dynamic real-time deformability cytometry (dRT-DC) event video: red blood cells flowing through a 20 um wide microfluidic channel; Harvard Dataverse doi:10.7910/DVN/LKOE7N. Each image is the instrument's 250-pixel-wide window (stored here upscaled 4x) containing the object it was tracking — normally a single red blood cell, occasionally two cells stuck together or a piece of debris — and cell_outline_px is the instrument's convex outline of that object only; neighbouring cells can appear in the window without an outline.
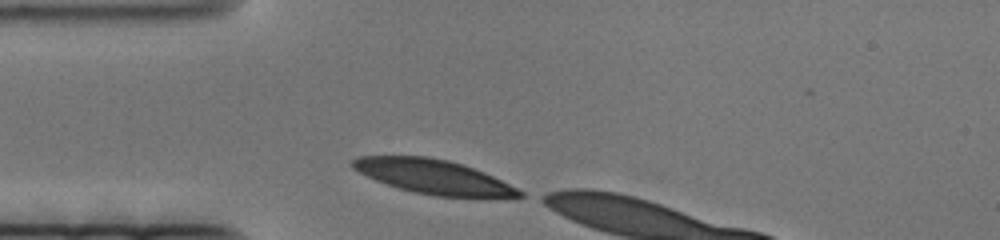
{"species": "human", "species_latin": "Homo sapiens", "temperature_condition": "cold", "stored_images_in_passage": 9, "camera_frame_rate_fps": 3000, "um_per_image_px": 0.085, "donor": {"sex": "female"}, "frame": {"image": 1, "passage_image": 1, "time_ms": 0.0, "image_size_px": [1000, 240], "cell_outline_px": [[524, 196], [436, 196], [412, 192], [376, 180], [352, 168], [348, 164], [352, 160], [360, 156], [428, 156], [448, 160], [464, 164], [484, 172], [524, 192]], "centroid_in_image_um": [36.77, 14.99], "position_along_channel_um": 48.2, "area_um2": 32.71}}
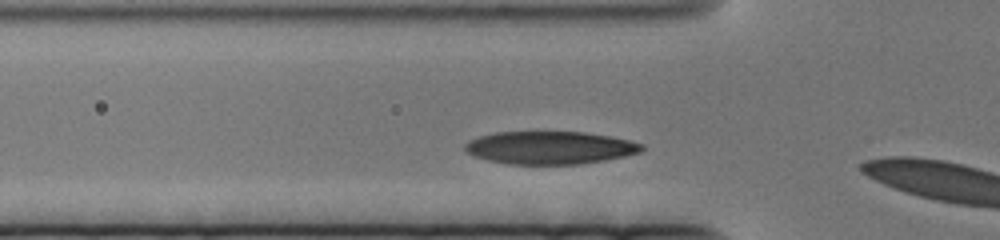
{"frame": {"image": 2, "passage_image": 6, "time_ms": 1.667, "image_size_px": [1000, 240], "cell_outline_px": [[644, 148], [640, 152], [624, 156], [604, 160], [580, 164], [508, 164], [488, 160], [476, 156], [468, 152], [464, 148], [464, 144], [468, 140], [480, 136], [496, 132], [584, 132], [608, 136], [628, 140], [644, 144]], "centroid_in_image_um": [46.74, 12.55], "position_along_channel_um": 79.1, "area_um2": 33.64}}